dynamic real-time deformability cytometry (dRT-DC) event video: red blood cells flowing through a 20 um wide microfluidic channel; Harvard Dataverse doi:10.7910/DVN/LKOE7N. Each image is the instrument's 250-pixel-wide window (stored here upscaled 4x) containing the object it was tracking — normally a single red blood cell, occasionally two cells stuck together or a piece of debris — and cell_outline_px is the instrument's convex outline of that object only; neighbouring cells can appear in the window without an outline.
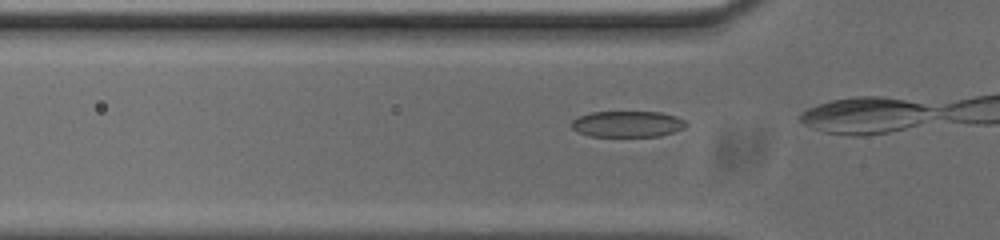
{"species": "common noctule bat (a hibernating species)", "species_latin": "Nyctalus noctula", "temperature_condition": "cold", "stored_images_in_passage": 12, "camera_frame_rate_fps": 3000, "um_per_image_px": 0.085, "animal": {"sex": "male", "body_mass_g": 20.0, "forearm_length_mm": 53.3}, "frame": {"image": 1, "passage_image": 9, "time_ms": 2.667, "image_size_px": [1000, 240], "cell_outline_px": [[688, 124], [684, 128], [660, 136], [588, 136], [576, 132], [572, 128], [572, 120], [580, 116], [592, 112], [660, 112], [676, 116], [684, 120]], "centroid_in_image_um": [53.33, 10.54], "position_along_channel_um": 72.5, "area_um2": 17.4}}